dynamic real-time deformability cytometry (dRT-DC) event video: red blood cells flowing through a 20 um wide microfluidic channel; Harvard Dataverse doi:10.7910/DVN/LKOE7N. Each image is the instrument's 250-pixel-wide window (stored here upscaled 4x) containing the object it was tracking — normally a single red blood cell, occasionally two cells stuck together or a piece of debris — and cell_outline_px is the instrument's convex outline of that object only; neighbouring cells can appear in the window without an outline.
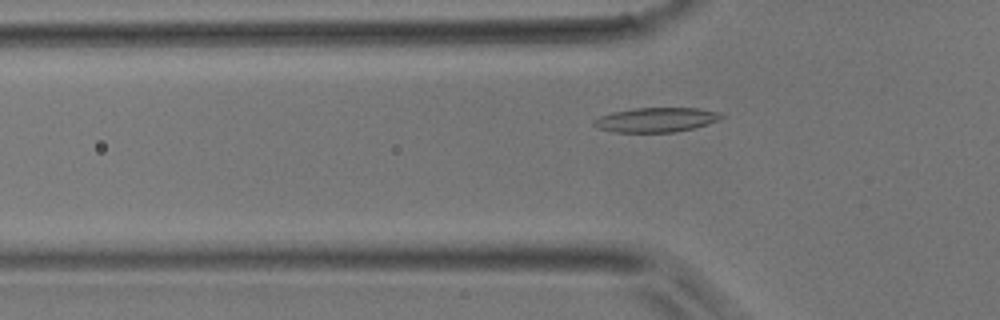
{"species": "common noctule bat (a hibernating species)", "species_latin": "Nyctalus noctula", "temperature_condition": "room temperature", "stored_images_in_passage": 28, "camera_frame_rate_fps": 3000, "um_per_image_px": 0.085, "animal": {"sex": "male", "body_mass_g": 17.9}, "frame": {"image": 1, "passage_image": 10, "time_ms": 3.0, "image_size_px": [1000, 320], "cell_outline_px": [[724, 116], [708, 124], [696, 128], [672, 132], [616, 132], [600, 128], [592, 124], [592, 120], [600, 116], [612, 112], [636, 108], [700, 108], [720, 112]], "centroid_in_image_um": [55.78, 10.18], "position_along_channel_um": 70.0, "area_um2": 18.15}}
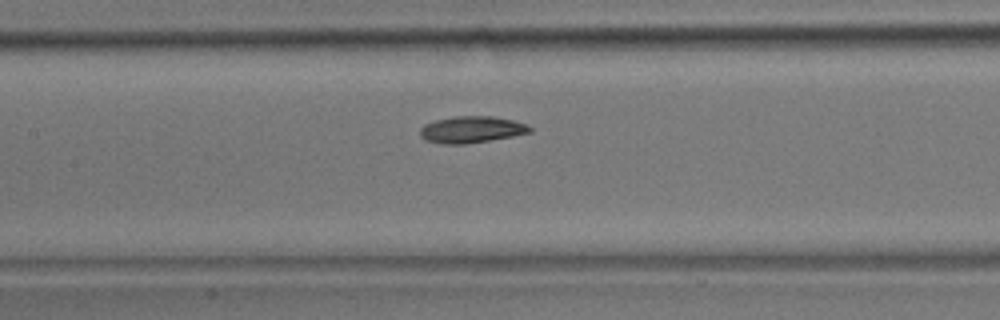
{"frame": {"image": 2, "passage_image": 17, "time_ms": 5.333, "image_size_px": [1000, 320], "cell_outline_px": [[532, 132], [512, 136], [464, 144], [440, 144], [424, 140], [420, 136], [420, 128], [424, 124], [436, 120], [456, 116], [492, 116], [512, 120], [524, 124], [532, 128]], "centroid_in_image_um": [40.03, 11.01], "position_along_channel_um": 167.4, "area_um2": 16.94}}
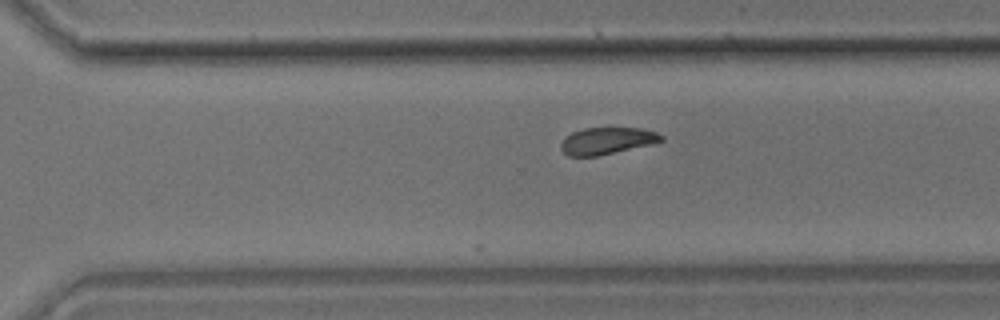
{"frame": {"image": 3, "passage_image": 28, "time_ms": 9.0, "image_size_px": [1000, 320], "cell_outline_px": [[664, 140], [648, 144], [596, 156], [568, 156], [560, 148], [560, 144], [572, 132], [584, 128], [640, 128], [656, 132], [664, 136]], "centroid_in_image_um": [51.57, 11.96], "position_along_channel_um": 319.0, "area_um2": 15.32}}